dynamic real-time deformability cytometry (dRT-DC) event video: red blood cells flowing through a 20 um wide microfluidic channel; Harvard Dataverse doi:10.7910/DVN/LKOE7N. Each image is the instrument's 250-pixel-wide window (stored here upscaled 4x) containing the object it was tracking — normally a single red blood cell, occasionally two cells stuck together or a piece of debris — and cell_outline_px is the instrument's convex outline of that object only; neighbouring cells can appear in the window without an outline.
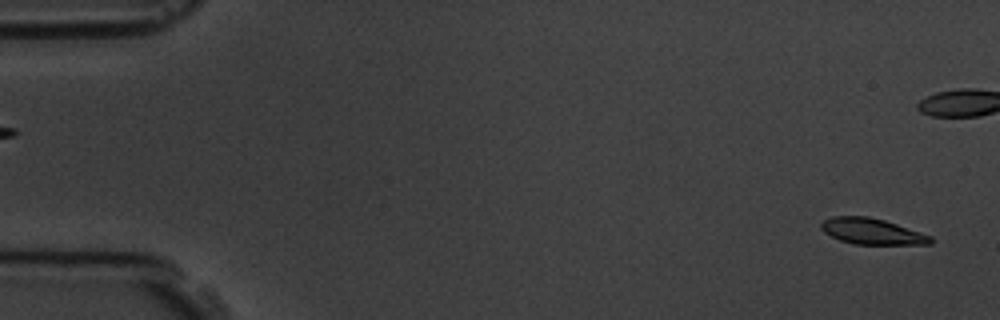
{"species": "common noctule bat (a hibernating species)", "species_latin": "Nyctalus noctula", "temperature_condition": "room temperature", "stored_images_in_passage": 6, "segment_of_instrument_passage": [2, 2], "camera_frame_rate_fps": 3000, "um_per_image_px": 0.085, "animal": {"sex": "male", "body_mass_g": 19.5, "forearm_length_mm": 54.6}, "frame": {"image": 1, "passage_image": 6, "time_ms": 6.667, "image_size_px": [1000, 320], "cell_outline_px": [[932, 244], [856, 244], [840, 240], [824, 232], [820, 228], [820, 224], [824, 220], [832, 216], [868, 216], [884, 220], [932, 236]], "centroid_in_image_um": [74.1, 19.66], "position_along_channel_um": 10.9, "area_um2": 16.42}}